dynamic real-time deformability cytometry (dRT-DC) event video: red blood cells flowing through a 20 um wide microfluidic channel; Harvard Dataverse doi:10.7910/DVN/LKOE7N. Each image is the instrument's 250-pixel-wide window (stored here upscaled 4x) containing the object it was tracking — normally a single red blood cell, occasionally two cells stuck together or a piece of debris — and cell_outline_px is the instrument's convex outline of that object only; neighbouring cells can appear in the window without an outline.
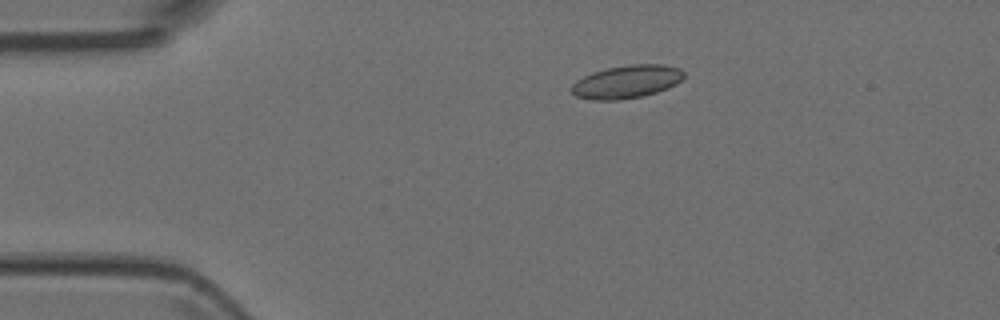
{"species": "Egyptian fruit bat (a non-hibernating species)", "species_latin": "Rousettus aegyptiacus", "temperature_condition": "room temperature", "stored_images_in_passage": 4, "camera_frame_rate_fps": 3000, "um_per_image_px": 0.085, "animal": {"sex": "female"}, "frame": {"image": 1, "passage_image": 1, "time_ms": 0.0, "image_size_px": [1000, 320], "cell_outline_px": [[684, 76], [676, 84], [668, 88], [644, 96], [616, 100], [592, 100], [576, 96], [568, 88], [576, 80], [592, 72], [608, 68], [632, 64], [664, 64], [680, 68], [684, 72]], "centroid_in_image_um": [53.25, 6.95], "position_along_channel_um": 31.7, "area_um2": 21.73}}
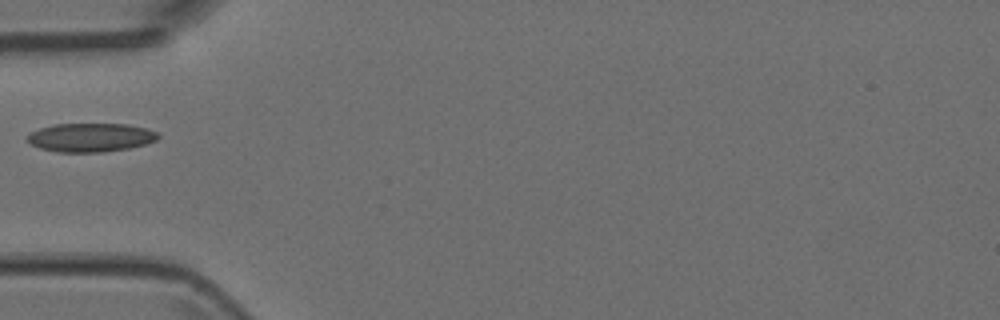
{"frame": {"image": 2, "passage_image": 3, "time_ms": 0.667, "image_size_px": [1000, 320], "cell_outline_px": [[160, 136], [156, 140], [144, 144], [128, 148], [104, 152], [56, 152], [40, 148], [32, 144], [28, 140], [28, 136], [32, 132], [40, 128], [56, 124], [128, 124], [144, 128], [156, 132]], "centroid_in_image_um": [7.71, 11.69], "position_along_channel_um": 77.3, "area_um2": 21.62}}
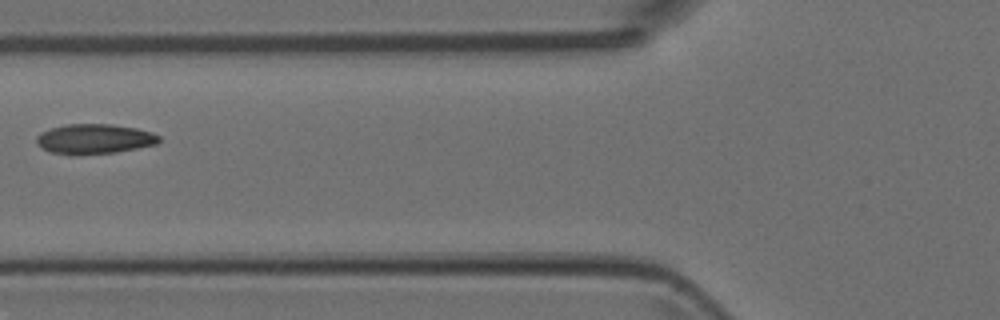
{"frame": {"image": 3, "passage_image": 4, "time_ms": 1.0, "image_size_px": [1000, 320], "cell_outline_px": [[160, 140], [156, 144], [116, 152], [72, 156], [52, 152], [40, 148], [36, 144], [36, 136], [40, 132], [64, 124], [112, 124], [136, 128], [152, 132], [160, 136]], "centroid_in_image_um": [7.97, 11.82], "position_along_channel_um": 117.8, "area_um2": 21.62}}